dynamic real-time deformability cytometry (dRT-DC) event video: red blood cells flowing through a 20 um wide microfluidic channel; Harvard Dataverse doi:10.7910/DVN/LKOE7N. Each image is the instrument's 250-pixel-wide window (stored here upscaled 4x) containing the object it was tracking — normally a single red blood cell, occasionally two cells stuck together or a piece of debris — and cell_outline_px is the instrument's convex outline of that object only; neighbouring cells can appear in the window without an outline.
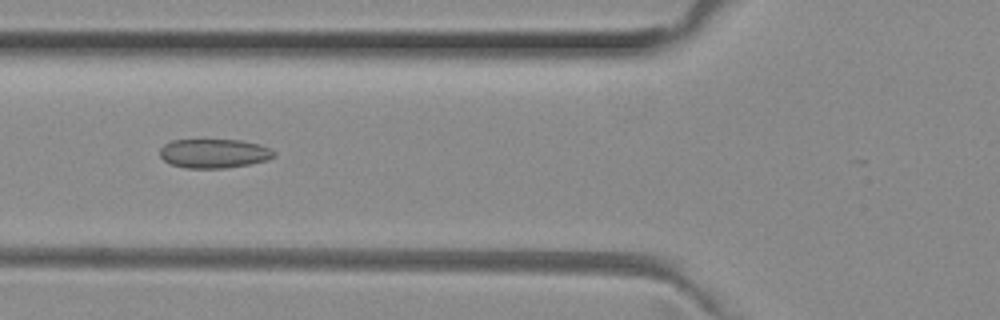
{"species": "common noctule bat (a hibernating species)", "species_latin": "Nyctalus noctula", "temperature_condition": "room temperature", "stored_images_in_passage": 40, "camera_frame_rate_fps": 3000, "um_per_image_px": 0.085, "animal": {"sex": "female", "body_mass_g": 29.2, "forearm_length_mm": 56.3}, "frame": {"image": 1, "passage_image": 8, "time_ms": 2.333, "image_size_px": [1000, 320], "cell_outline_px": [[276, 156], [268, 160], [248, 164], [224, 168], [184, 168], [172, 164], [164, 160], [160, 156], [160, 148], [164, 144], [172, 140], [240, 140], [260, 144], [276, 152]], "centroid_in_image_um": [18.2, 13.04], "position_along_channel_um": 107.6, "area_um2": 19.36}}
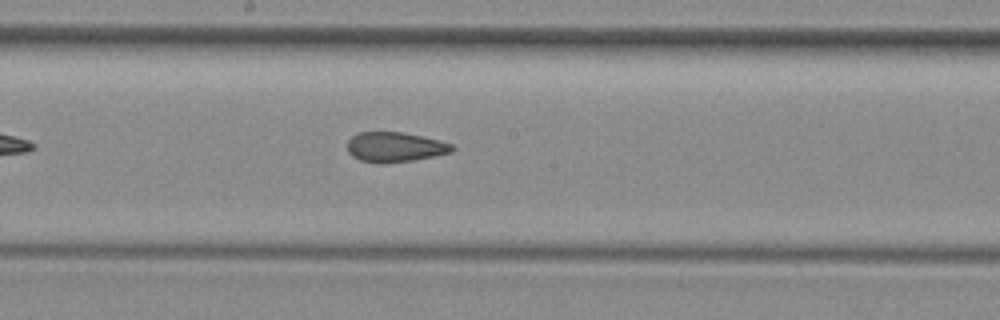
{"frame": {"image": 2, "passage_image": 16, "time_ms": 5.0, "image_size_px": [1000, 320], "cell_outline_px": [[456, 148], [452, 152], [416, 160], [384, 164], [376, 164], [360, 160], [352, 156], [348, 152], [348, 140], [352, 136], [360, 132], [404, 132], [424, 136], [440, 140], [452, 144]], "centroid_in_image_um": [33.59, 12.51], "position_along_channel_um": 214.6, "area_um2": 18.61}}
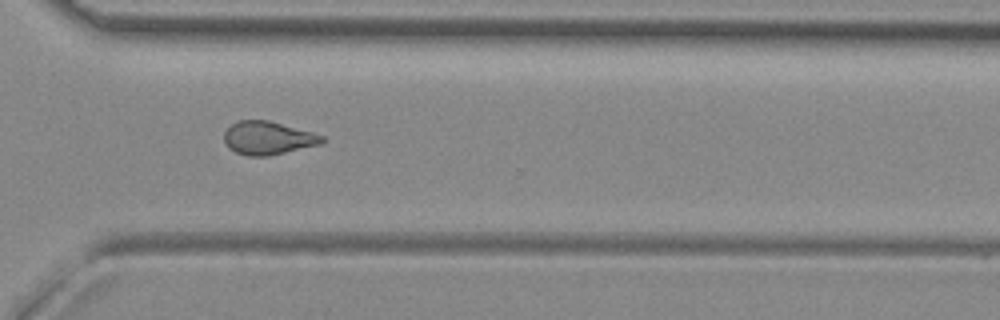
{"frame": {"image": 3, "passage_image": 26, "time_ms": 8.333, "image_size_px": [1000, 320], "cell_outline_px": [[324, 140], [320, 144], [268, 156], [248, 156], [236, 152], [228, 148], [224, 144], [224, 132], [232, 124], [240, 120], [268, 120], [312, 132], [324, 136]], "centroid_in_image_um": [22.74, 11.73], "position_along_channel_um": 347.9, "area_um2": 18.84}, "authors_computed_cell_mechanics": {"area_um2": 18.9006, "velocity_mm_per_s": 4.0049, "shape_relaxation_time_tau1_ms": null, "shape_relaxation_time_tau2_ms": 1.9206, "deformation_change_tau1": null, "deformation_change_tau2": 0.0852}}